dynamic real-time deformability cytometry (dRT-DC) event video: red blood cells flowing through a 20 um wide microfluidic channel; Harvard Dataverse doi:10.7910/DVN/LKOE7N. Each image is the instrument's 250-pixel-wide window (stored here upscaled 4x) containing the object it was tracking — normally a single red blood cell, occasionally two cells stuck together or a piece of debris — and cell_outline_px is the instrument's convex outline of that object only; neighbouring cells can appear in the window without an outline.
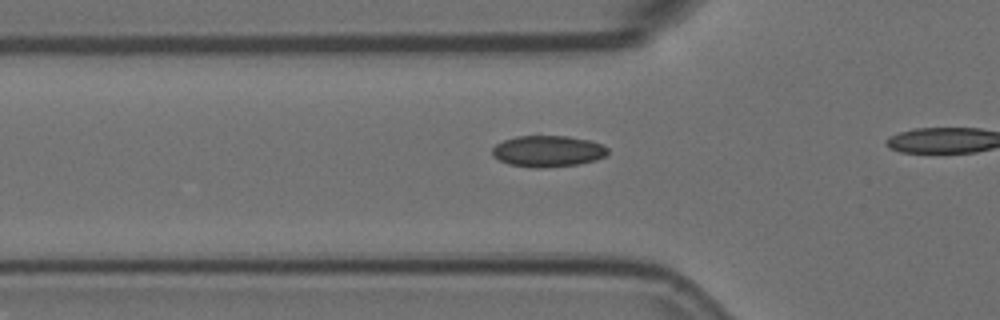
{"species": "Egyptian fruit bat (a non-hibernating species)", "species_latin": "Rousettus aegyptiacus", "temperature_condition": "room temperature", "stored_images_in_passage": 9, "camera_frame_rate_fps": 3000, "um_per_image_px": 0.085, "animal": {"sex": "female"}, "frame": {"image": 1, "passage_image": 3, "time_ms": 0.667, "image_size_px": [1000, 320], "cell_outline_px": [[608, 152], [604, 156], [596, 160], [580, 164], [544, 168], [532, 168], [508, 164], [492, 156], [492, 148], [496, 144], [504, 140], [516, 136], [568, 136], [588, 140], [600, 144], [608, 148]], "centroid_in_image_um": [46.54, 12.86], "position_along_channel_um": 79.3, "area_um2": 21.15}}
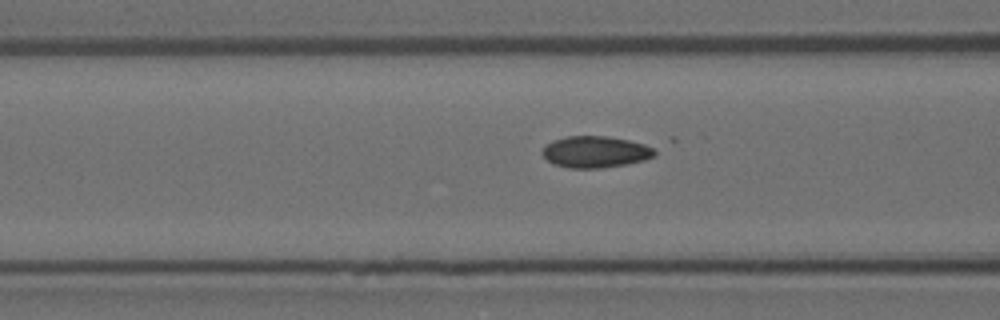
{"frame": {"image": 2, "passage_image": 6, "time_ms": 1.667, "image_size_px": [1000, 320], "cell_outline_px": [[656, 156], [644, 160], [628, 164], [600, 168], [568, 168], [552, 164], [540, 152], [544, 144], [552, 140], [568, 136], [608, 136], [628, 140], [644, 144], [652, 148], [656, 152]], "centroid_in_image_um": [50.57, 12.91], "position_along_channel_um": 116.0, "area_um2": 20.87}}